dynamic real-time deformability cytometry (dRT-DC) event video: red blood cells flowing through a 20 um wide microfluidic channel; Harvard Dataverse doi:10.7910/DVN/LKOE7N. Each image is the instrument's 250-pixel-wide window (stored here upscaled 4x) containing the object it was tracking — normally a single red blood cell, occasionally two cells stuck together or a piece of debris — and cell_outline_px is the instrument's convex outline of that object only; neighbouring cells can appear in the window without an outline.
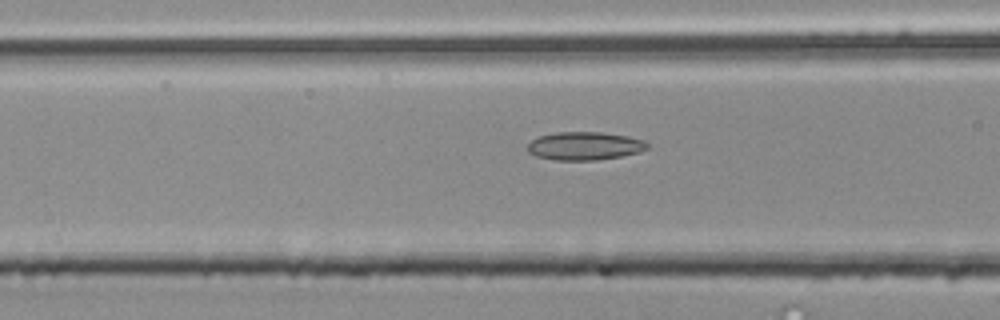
{"species": "common noctule bat (a hibernating species)", "species_latin": "Nyctalus noctula", "temperature_condition": "room temperature", "stored_images_in_passage": 8, "camera_frame_rate_fps": 3000, "um_per_image_px": 0.085, "animal": {"sex": "male", "body_mass_g": 20.4}, "frame": {"image": 1, "passage_image": 7, "time_ms": 2.0, "image_size_px": [1000, 320], "cell_outline_px": [[648, 148], [640, 152], [620, 156], [596, 160], [556, 160], [536, 156], [528, 152], [528, 144], [532, 140], [540, 136], [556, 132], [604, 132], [628, 136], [644, 140], [648, 144]], "centroid_in_image_um": [49.71, 12.4], "position_along_channel_um": 116.9, "area_um2": 19.65}}